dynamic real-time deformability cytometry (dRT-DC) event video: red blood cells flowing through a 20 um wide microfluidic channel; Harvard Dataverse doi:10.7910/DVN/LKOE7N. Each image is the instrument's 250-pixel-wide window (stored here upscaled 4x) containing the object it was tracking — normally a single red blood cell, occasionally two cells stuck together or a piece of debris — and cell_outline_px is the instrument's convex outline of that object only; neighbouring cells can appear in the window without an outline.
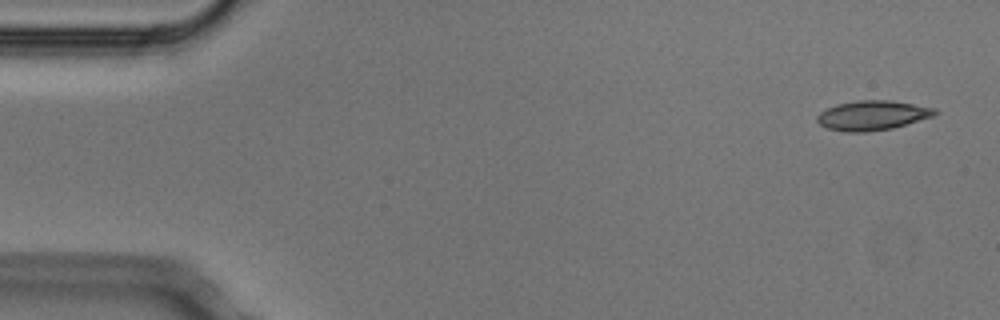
{"species": "Egyptian fruit bat (a non-hibernating species)", "species_latin": "Rousettus aegyptiacus", "temperature_condition": "cold", "stored_images_in_passage": 5, "camera_frame_rate_fps": 3000, "um_per_image_px": 0.085, "animal": {"sex": "male"}, "frame": {"image": 1, "passage_image": 1, "time_ms": 0.0, "image_size_px": [1000, 320], "cell_outline_px": [[940, 112], [932, 116], [892, 128], [864, 132], [844, 132], [828, 128], [820, 124], [816, 120], [816, 116], [820, 112], [836, 104], [856, 100], [892, 100], [936, 108]], "centroid_in_image_um": [74.14, 9.8], "position_along_channel_um": 10.9, "area_um2": 20.29}}
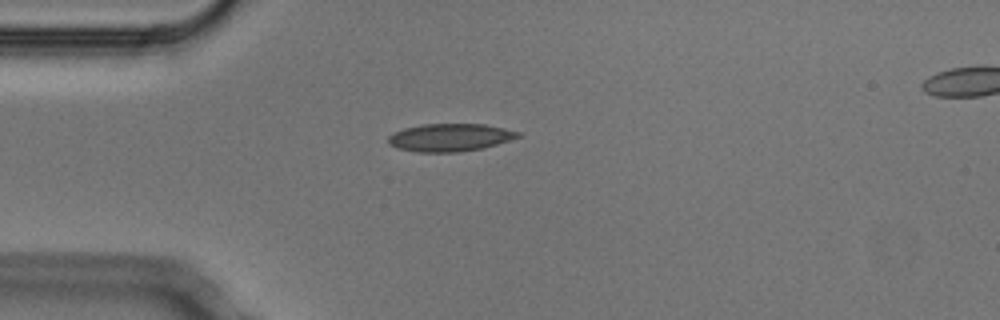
{"frame": {"image": 2, "passage_image": 4, "time_ms": 1.0, "image_size_px": [1000, 320], "cell_outline_px": [[520, 136], [484, 148], [456, 152], [420, 152], [396, 148], [388, 144], [388, 136], [392, 132], [404, 128], [420, 124], [484, 124], [504, 128], [520, 132]], "centroid_in_image_um": [38.19, 11.68], "position_along_channel_um": 46.8, "area_um2": 20.98}}